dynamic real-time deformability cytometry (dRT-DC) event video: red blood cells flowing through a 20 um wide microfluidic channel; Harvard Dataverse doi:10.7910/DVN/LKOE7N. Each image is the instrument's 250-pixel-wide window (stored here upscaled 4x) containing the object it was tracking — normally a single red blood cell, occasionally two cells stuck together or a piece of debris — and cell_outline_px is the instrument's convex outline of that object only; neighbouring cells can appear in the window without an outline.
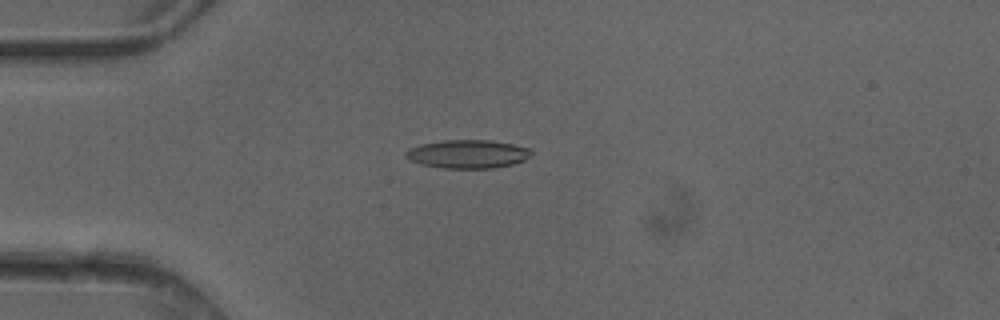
{"species": "common noctule bat (a hibernating species)", "species_latin": "Nyctalus noctula", "temperature_condition": "cold", "stored_images_in_passage": 3, "camera_frame_rate_fps": 3000, "um_per_image_px": 0.085, "animal": {"sex": "female"}, "frame": {"image": 1, "passage_image": 2, "time_ms": 0.333, "image_size_px": [1000, 320], "cell_outline_px": [[532, 152], [524, 160], [512, 164], [492, 168], [444, 168], [420, 164], [408, 160], [404, 156], [404, 152], [408, 148], [420, 144], [444, 140], [488, 140], [512, 144], [532, 148]], "centroid_in_image_um": [39.7, 13.09], "position_along_channel_um": 45.3, "area_um2": 20.87}}